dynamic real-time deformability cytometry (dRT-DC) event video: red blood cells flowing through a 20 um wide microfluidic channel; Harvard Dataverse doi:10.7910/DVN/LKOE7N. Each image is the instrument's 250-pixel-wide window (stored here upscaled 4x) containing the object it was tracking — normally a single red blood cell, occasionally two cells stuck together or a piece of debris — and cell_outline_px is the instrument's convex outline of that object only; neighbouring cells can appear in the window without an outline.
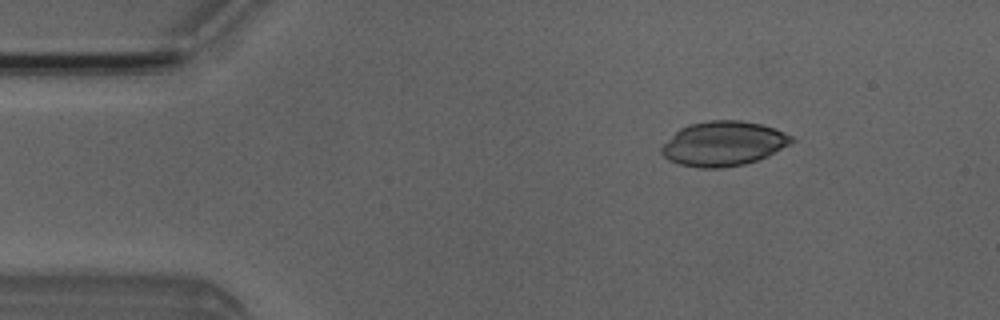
{"species": "Egyptian fruit bat (a non-hibernating species)", "species_latin": "Rousettus aegyptiacus", "temperature_condition": "room temperature", "stored_images_in_passage": 4, "camera_frame_rate_fps": 3000, "um_per_image_px": 0.085, "animal": {"sex": "male"}, "frame": {"image": 1, "passage_image": 2, "time_ms": 1.333, "image_size_px": [1000, 320], "cell_outline_px": [[796, 140], [768, 156], [744, 164], [720, 168], [700, 168], [680, 164], [668, 160], [660, 152], [660, 148], [680, 128], [688, 124], [708, 120], [740, 120], [760, 124], [784, 132], [792, 136]], "centroid_in_image_um": [61.48, 12.21], "position_along_channel_um": 23.5, "area_um2": 33.64}}